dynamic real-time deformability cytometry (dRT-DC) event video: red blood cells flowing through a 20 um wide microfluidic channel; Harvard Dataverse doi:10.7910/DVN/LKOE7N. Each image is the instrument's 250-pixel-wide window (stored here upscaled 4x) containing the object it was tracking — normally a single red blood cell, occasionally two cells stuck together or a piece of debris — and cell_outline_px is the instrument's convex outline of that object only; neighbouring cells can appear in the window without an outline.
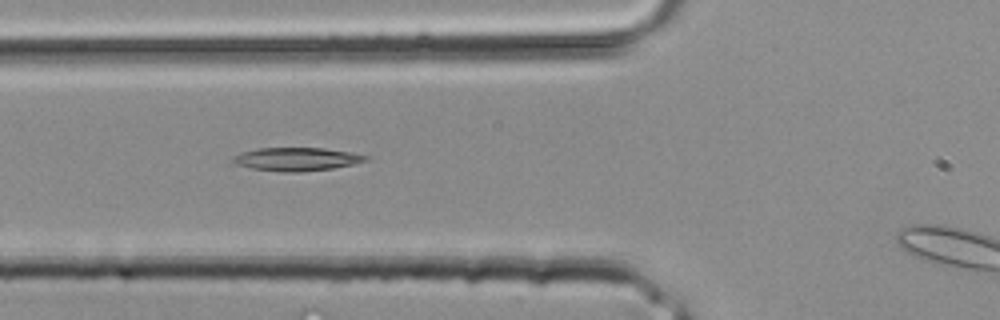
{"species": "common noctule bat (a hibernating species)", "species_latin": "Nyctalus noctula", "temperature_condition": "room temperature", "stored_images_in_passage": 14, "camera_frame_rate_fps": 3000, "um_per_image_px": 0.085, "animal": {"sex": "male", "body_mass_g": 20.4}, "frame": {"image": 1, "passage_image": 12, "time_ms": 3.667, "image_size_px": [1000, 320], "cell_outline_px": [[368, 160], [352, 164], [332, 168], [300, 172], [284, 172], [252, 168], [236, 164], [232, 160], [232, 156], [256, 148], [324, 148], [348, 152], [368, 156]], "centroid_in_image_um": [25.19, 13.52], "position_along_channel_um": 100.6, "area_um2": 17.74}}
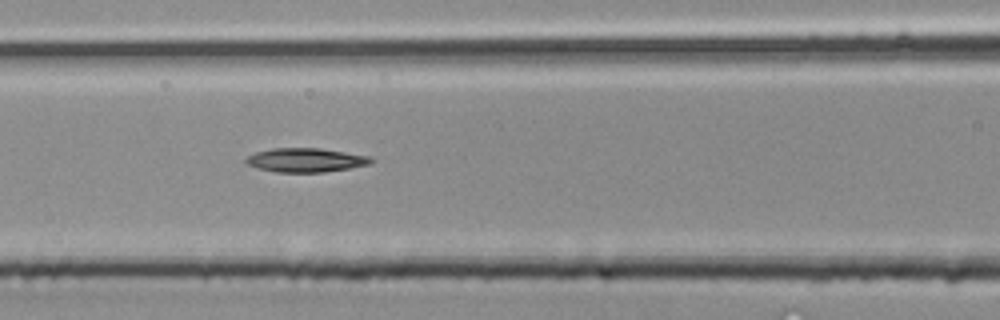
{"frame": {"image": 2, "passage_image": 14, "time_ms": 4.333, "image_size_px": [1000, 320], "cell_outline_px": [[376, 160], [372, 164], [324, 172], [276, 172], [256, 168], [248, 164], [244, 160], [248, 156], [256, 152], [272, 148], [320, 148], [372, 156]], "centroid_in_image_um": [26.03, 13.6], "position_along_channel_um": 140.6, "area_um2": 17.63}}